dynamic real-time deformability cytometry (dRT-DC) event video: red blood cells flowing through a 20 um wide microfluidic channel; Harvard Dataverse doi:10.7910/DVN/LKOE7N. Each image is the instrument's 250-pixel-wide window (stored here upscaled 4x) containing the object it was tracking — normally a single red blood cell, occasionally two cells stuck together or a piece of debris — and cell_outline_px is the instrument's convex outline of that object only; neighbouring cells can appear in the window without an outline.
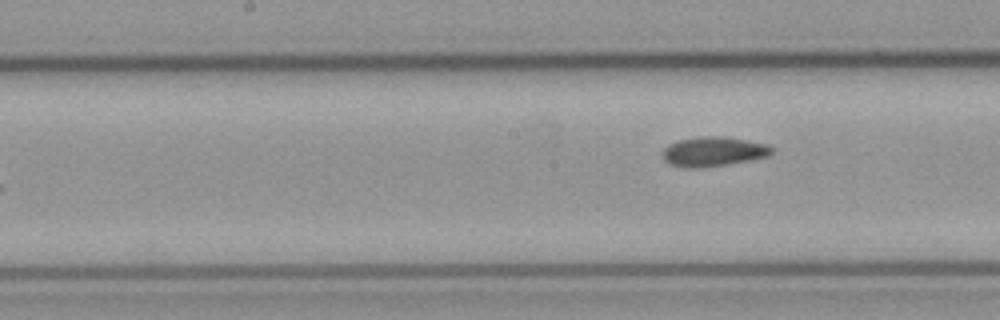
{"species": "common noctule bat (a hibernating species)", "species_latin": "Nyctalus noctula", "temperature_condition": "cold", "stored_images_in_passage": 9, "camera_frame_rate_fps": 3000, "um_per_image_px": 0.085, "animal": {"sex": "male", "body_mass_g": 23.1, "forearm_length_mm": 52.7}, "frame": {"image": 1, "passage_image": 9, "time_ms": 10.333, "image_size_px": [1000, 320], "cell_outline_px": [[772, 152], [768, 156], [728, 164], [704, 168], [684, 168], [668, 164], [664, 160], [664, 148], [668, 144], [680, 140], [700, 136], [720, 136], [748, 140], [768, 144], [772, 148]], "centroid_in_image_um": [60.62, 12.89], "position_along_channel_um": 187.6, "area_um2": 18.84}}